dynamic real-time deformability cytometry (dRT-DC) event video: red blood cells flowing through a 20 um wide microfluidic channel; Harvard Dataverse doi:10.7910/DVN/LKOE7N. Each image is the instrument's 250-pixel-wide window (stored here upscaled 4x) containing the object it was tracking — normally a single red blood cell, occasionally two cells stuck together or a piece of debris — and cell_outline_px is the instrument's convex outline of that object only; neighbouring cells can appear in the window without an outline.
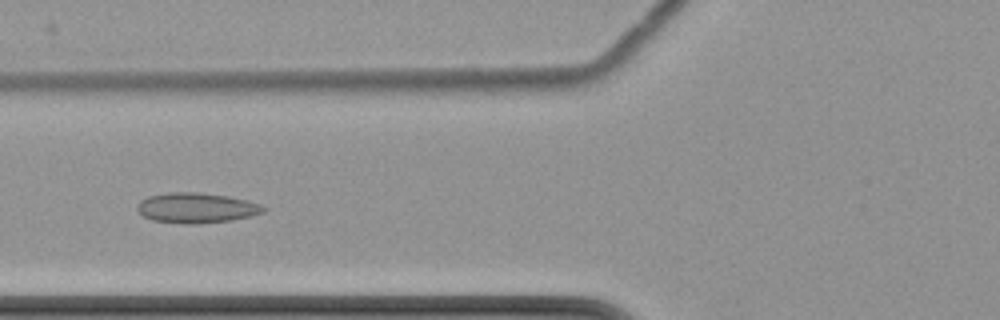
{"species": "common noctule bat (a hibernating species)", "species_latin": "Nyctalus noctula", "temperature_condition": "cold", "stored_images_in_passage": 9, "camera_frame_rate_fps": 3000, "um_per_image_px": 0.085, "animal": {"sex": "female", "body_mass_g": 22.7, "forearm_length_mm": 54.2}, "frame": {"image": 1, "passage_image": 7, "time_ms": 7.667, "image_size_px": [1000, 320], "cell_outline_px": [[268, 208], [264, 212], [252, 216], [232, 220], [196, 224], [184, 224], [152, 220], [144, 216], [136, 208], [136, 204], [140, 200], [148, 196], [168, 192], [200, 192], [228, 196], [248, 200], [260, 204]], "centroid_in_image_um": [16.71, 17.66], "position_along_channel_um": 109.1, "area_um2": 22.48}}
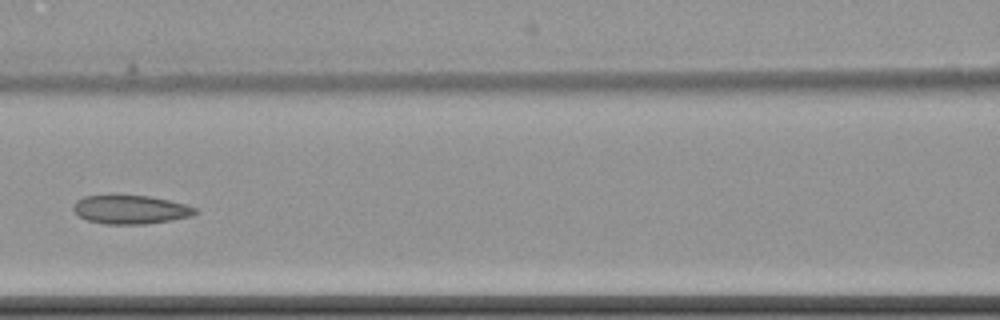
{"frame": {"image": 2, "passage_image": 8, "time_ms": 9.0, "image_size_px": [1000, 320], "cell_outline_px": [[200, 212], [192, 216], [172, 220], [144, 224], [104, 224], [88, 220], [80, 216], [72, 208], [72, 204], [76, 200], [84, 196], [112, 192], [148, 196], [168, 200], [184, 204], [196, 208]], "centroid_in_image_um": [11.05, 17.77], "position_along_channel_um": 155.5, "area_um2": 21.15}}
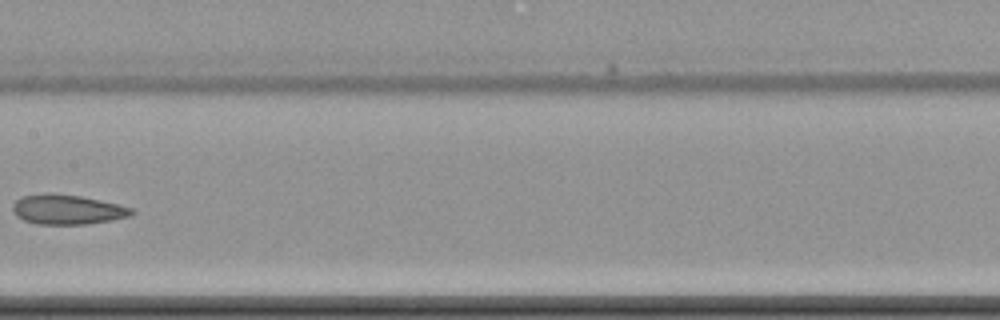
{"frame": {"image": 3, "passage_image": 9, "time_ms": 10.333, "image_size_px": [1000, 320], "cell_outline_px": [[136, 212], [132, 216], [112, 220], [84, 224], [36, 224], [24, 220], [16, 216], [12, 208], [12, 204], [20, 196], [52, 192], [80, 196], [100, 200], [132, 208]], "centroid_in_image_um": [5.7, 17.8], "position_along_channel_um": 201.7, "area_um2": 20.75}}